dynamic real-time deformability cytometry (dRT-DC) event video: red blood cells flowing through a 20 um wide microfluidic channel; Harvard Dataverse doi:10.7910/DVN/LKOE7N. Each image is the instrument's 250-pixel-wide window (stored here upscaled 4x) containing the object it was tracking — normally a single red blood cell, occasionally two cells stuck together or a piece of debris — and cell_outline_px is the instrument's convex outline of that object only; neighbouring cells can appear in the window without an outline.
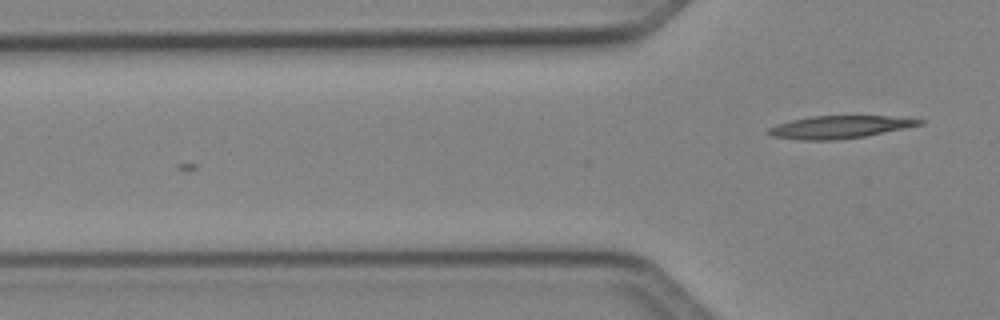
{"species": "Egyptian fruit bat (a non-hibernating species)", "species_latin": "Rousettus aegyptiacus", "temperature_condition": "cold", "stored_images_in_passage": 5, "camera_frame_rate_fps": 3000, "um_per_image_px": 0.085, "animal": {"sex": "female"}, "frame": {"image": 1, "passage_image": 5, "time_ms": 1.333, "image_size_px": [1000, 320], "cell_outline_px": [[924, 124], [864, 136], [836, 140], [800, 140], [772, 136], [768, 132], [768, 128], [776, 124], [792, 120], [812, 116], [888, 116], [924, 120]], "centroid_in_image_um": [71.34, 10.8], "position_along_channel_um": 54.5, "area_um2": 19.65}}